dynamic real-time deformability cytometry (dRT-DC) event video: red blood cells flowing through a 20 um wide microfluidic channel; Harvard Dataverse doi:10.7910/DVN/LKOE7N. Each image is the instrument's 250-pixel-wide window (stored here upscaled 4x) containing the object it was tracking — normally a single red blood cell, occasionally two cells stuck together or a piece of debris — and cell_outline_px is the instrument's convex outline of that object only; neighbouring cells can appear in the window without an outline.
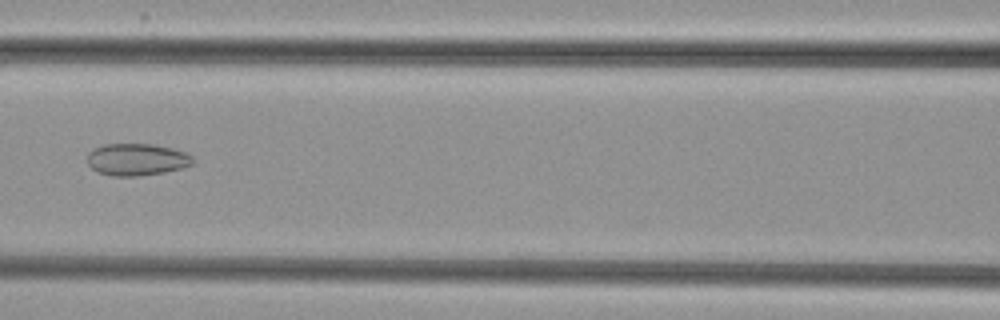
{"species": "common noctule bat (a hibernating species)", "species_latin": "Nyctalus noctula", "temperature_condition": "cold", "stored_images_in_passage": 5, "camera_frame_rate_fps": 3000, "um_per_image_px": 0.085, "animal": {"sex": "female", "body_mass_g": 29.2, "forearm_length_mm": 56.3}, "frame": {"image": 1, "passage_image": 5, "time_ms": 4.667, "image_size_px": [1000, 320], "cell_outline_px": [[196, 160], [192, 164], [180, 168], [164, 172], [136, 176], [112, 176], [96, 172], [88, 164], [88, 152], [104, 144], [152, 144], [172, 148], [188, 152]], "centroid_in_image_um": [11.64, 13.55], "position_along_channel_um": 155.0, "area_um2": 19.77}}